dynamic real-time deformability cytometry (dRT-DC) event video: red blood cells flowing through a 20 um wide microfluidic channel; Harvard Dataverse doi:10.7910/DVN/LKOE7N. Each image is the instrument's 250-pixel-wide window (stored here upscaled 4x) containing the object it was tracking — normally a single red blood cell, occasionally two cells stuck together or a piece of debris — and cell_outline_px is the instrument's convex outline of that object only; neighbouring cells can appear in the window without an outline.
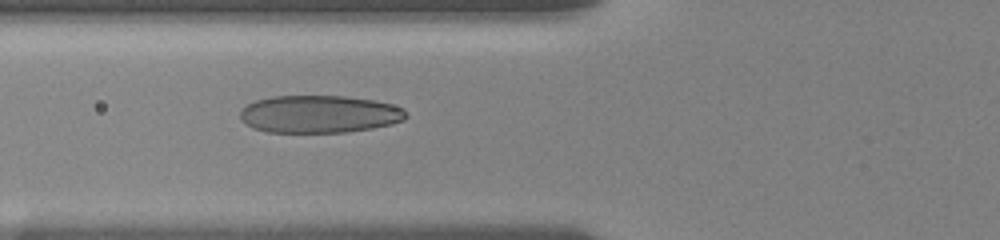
{"species": "human", "species_latin": "Homo sapiens", "temperature_condition": "room temperature", "stored_images_in_passage": 15, "camera_frame_rate_fps": 3000, "um_per_image_px": 0.085, "donor": {"sex": "female"}, "frame": {"image": 1, "passage_image": 13, "time_ms": 7.0, "image_size_px": [1000, 240], "cell_outline_px": [[408, 116], [404, 120], [392, 124], [372, 128], [348, 132], [268, 132], [252, 128], [240, 120], [240, 112], [248, 104], [256, 100], [272, 96], [344, 96], [372, 100], [392, 104], [404, 108]], "centroid_in_image_um": [27.15, 9.7], "position_along_channel_um": 98.6, "area_um2": 36.41}}
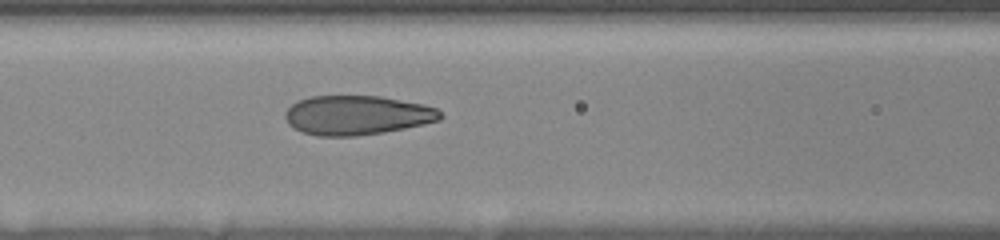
{"frame": {"image": 2, "passage_image": 15, "time_ms": 8.0, "image_size_px": [1000, 240], "cell_outline_px": [[444, 116], [440, 120], [424, 124], [384, 132], [356, 136], [316, 136], [304, 132], [288, 124], [284, 116], [284, 112], [296, 100], [308, 96], [380, 96], [424, 104], [436, 108]], "centroid_in_image_um": [30.33, 9.78], "position_along_channel_um": 136.3, "area_um2": 35.72}}